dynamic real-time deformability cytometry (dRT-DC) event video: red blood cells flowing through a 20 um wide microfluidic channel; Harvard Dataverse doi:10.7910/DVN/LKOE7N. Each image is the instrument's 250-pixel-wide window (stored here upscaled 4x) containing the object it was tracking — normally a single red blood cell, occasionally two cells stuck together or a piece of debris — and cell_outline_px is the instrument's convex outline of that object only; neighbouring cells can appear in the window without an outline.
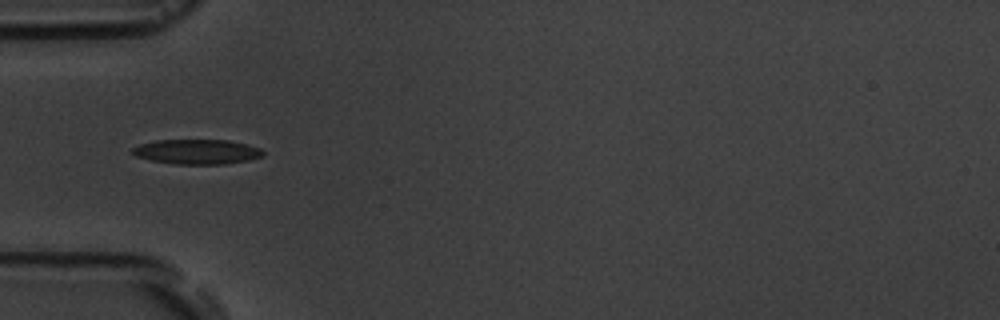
{"species": "common noctule bat (a hibernating species)", "species_latin": "Nyctalus noctula", "temperature_condition": "room temperature", "stored_images_in_passage": 5, "camera_frame_rate_fps": 3000, "um_per_image_px": 0.085, "animal": {"sex": "male", "body_mass_g": 19.5, "forearm_length_mm": 54.6}, "frame": {"image": 1, "passage_image": 5, "time_ms": 5.667, "image_size_px": [1000, 320], "cell_outline_px": [[264, 156], [248, 160], [224, 164], [176, 164], [152, 160], [136, 156], [132, 152], [132, 148], [140, 144], [156, 140], [228, 140], [248, 144], [260, 148], [264, 152]], "centroid_in_image_um": [16.77, 12.89], "position_along_channel_um": 68.2, "area_um2": 18.84}}